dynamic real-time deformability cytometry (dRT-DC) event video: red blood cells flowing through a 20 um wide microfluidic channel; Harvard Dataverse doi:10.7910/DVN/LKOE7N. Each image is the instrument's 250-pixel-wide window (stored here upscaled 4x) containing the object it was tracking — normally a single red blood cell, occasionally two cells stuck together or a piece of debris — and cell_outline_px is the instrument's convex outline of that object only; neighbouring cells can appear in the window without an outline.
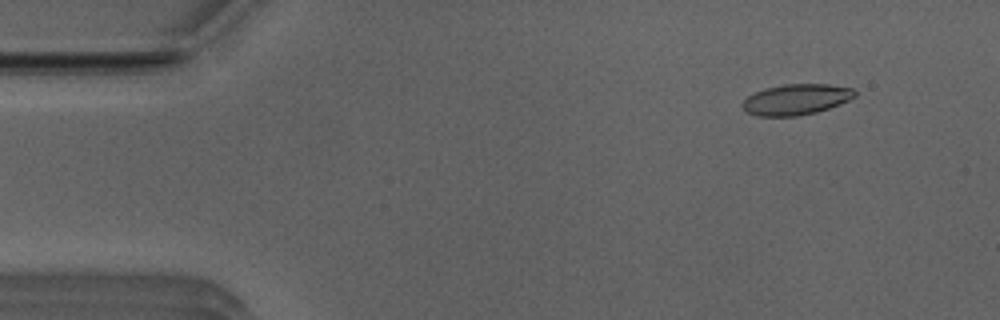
{"species": "Egyptian fruit bat (a non-hibernating species)", "species_latin": "Rousettus aegyptiacus", "temperature_condition": "room temperature", "stored_images_in_passage": 52, "camera_frame_rate_fps": 3000, "um_per_image_px": 0.085, "animal": {"sex": "male"}, "frame": {"image": 1, "passage_image": 5, "time_ms": 1.333, "image_size_px": [1000, 320], "cell_outline_px": [[856, 96], [840, 104], [816, 112], [796, 116], [756, 116], [748, 112], [740, 104], [748, 96], [764, 88], [784, 84], [828, 84], [852, 88], [856, 92]], "centroid_in_image_um": [67.67, 8.45], "position_along_channel_um": 17.3, "area_um2": 20.06}}
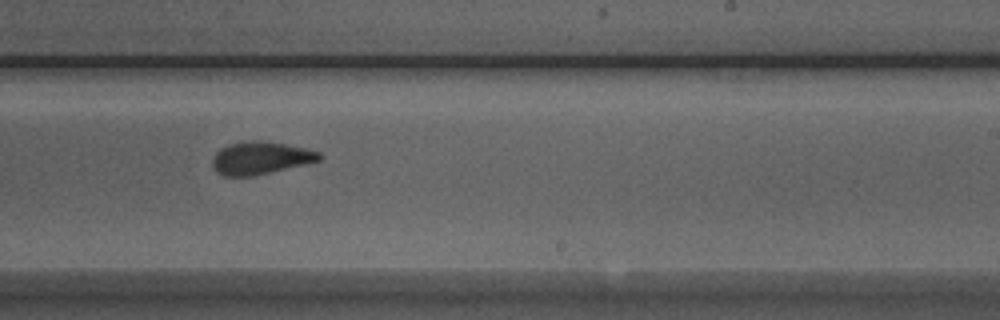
{"frame": {"image": 2, "passage_image": 31, "time_ms": 10.0, "image_size_px": [1000, 320], "cell_outline_px": [[320, 160], [252, 176], [224, 176], [216, 172], [212, 168], [212, 160], [216, 152], [220, 148], [228, 144], [252, 140], [264, 140], [304, 148], [320, 152]], "centroid_in_image_um": [22.07, 13.42], "position_along_channel_um": 266.9, "area_um2": 20.11}}
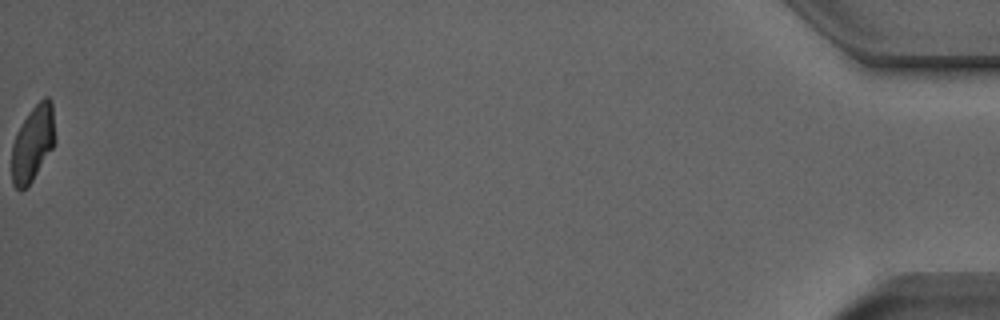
{"frame": {"image": 3, "passage_image": 52, "time_ms": 17.0, "image_size_px": [1000, 320], "cell_outline_px": [[56, 140], [52, 148], [32, 180], [20, 192], [12, 184], [12, 144], [16, 132], [28, 112], [44, 96], [48, 96], [52, 100]], "centroid_in_image_um": [2.79, 12.14], "position_along_channel_um": 432.4, "area_um2": 19.19}, "authors_computed_cell_mechanics": {"area_um2": 20.1144, "velocity_mm_per_s": 3.9346, "shape_relaxation_time_tau1_ms": 4.623, "shape_relaxation_time_tau2_ms": 1.5573, "deformation_change_tau1": 0.152, "deformation_change_tau2": 0.0731}}